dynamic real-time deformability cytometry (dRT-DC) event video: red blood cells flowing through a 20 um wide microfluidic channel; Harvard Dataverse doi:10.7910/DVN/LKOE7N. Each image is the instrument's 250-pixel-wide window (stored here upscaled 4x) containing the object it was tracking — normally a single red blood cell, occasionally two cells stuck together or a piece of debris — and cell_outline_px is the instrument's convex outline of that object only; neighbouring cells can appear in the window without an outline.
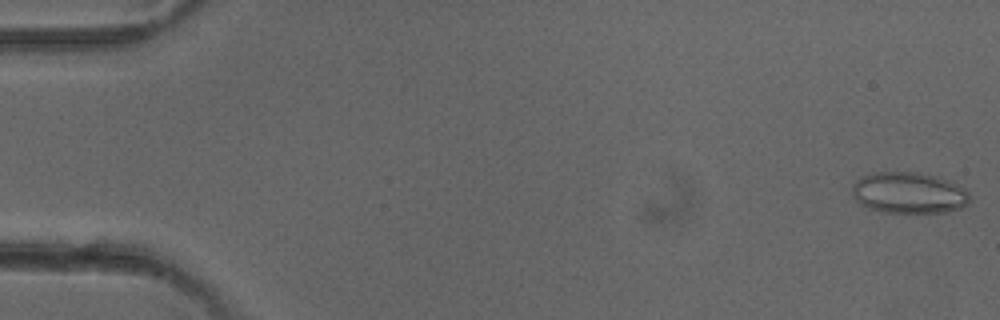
{"species": "common noctule bat (a hibernating species)", "species_latin": "Nyctalus noctula", "temperature_condition": "cold", "stored_images_in_passage": 4, "camera_frame_rate_fps": 3000, "um_per_image_px": 0.085, "animal": {"sex": "female"}, "frame": {"image": 1, "passage_image": 1, "time_ms": 0.0, "image_size_px": [1000, 320], "cell_outline_px": [[972, 200], [968, 204], [960, 208], [948, 212], [880, 212], [868, 208], [860, 204], [852, 196], [852, 184], [860, 176], [872, 172], [916, 172], [936, 176], [948, 180], [964, 188], [968, 192]], "centroid_in_image_um": [77.23, 16.39], "position_along_channel_um": 7.8, "area_um2": 28.61}}